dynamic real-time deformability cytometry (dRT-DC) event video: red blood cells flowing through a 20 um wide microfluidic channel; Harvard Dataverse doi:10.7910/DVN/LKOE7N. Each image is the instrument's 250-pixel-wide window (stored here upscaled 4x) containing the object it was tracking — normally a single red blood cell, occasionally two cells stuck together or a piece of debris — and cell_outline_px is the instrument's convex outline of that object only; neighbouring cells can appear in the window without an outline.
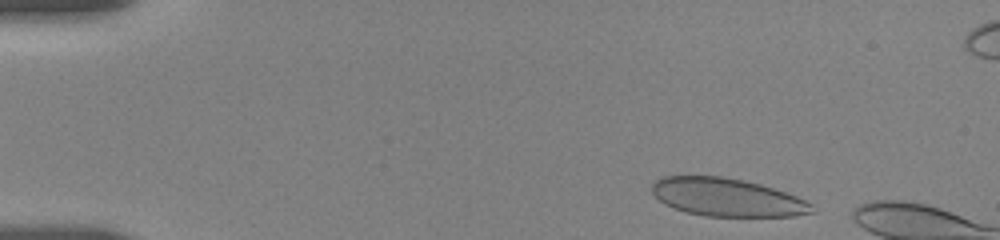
{"species": "human", "species_latin": "Homo sapiens", "temperature_condition": "room temperature", "stored_images_in_passage": 6, "camera_frame_rate_fps": 3000, "um_per_image_px": 0.085, "donor": {"sex": "female"}, "frame": {"image": 1, "passage_image": 2, "time_ms": 0.667, "image_size_px": [1000, 240], "cell_outline_px": [[816, 212], [796, 216], [704, 216], [672, 208], [664, 204], [652, 192], [652, 184], [660, 176], [720, 176], [744, 180], [760, 184], [796, 196], [812, 204]], "centroid_in_image_um": [61.79, 16.77], "position_along_channel_um": 23.2, "area_um2": 35.43}}